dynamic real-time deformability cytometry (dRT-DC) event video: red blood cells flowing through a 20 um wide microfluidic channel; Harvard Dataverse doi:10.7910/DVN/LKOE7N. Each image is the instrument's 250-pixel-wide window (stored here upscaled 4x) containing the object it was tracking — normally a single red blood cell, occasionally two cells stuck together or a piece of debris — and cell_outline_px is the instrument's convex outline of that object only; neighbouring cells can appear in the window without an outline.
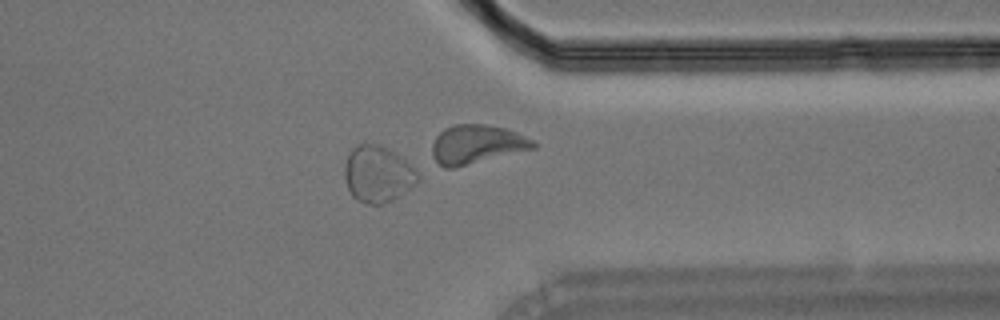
{"species": "Egyptian fruit bat (a non-hibernating species)", "species_latin": "Rousettus aegyptiacus", "temperature_condition": "room temperature", "stored_images_in_passage": 27, "camera_frame_rate_fps": 3000, "um_per_image_px": 0.085, "animal": {"sex": "male"}, "frame": {"image": 1, "passage_image": 20, "time_ms": 6.333, "image_size_px": [1000, 320], "cell_outline_px": [[420, 180], [416, 184], [392, 200], [384, 204], [364, 204], [356, 200], [352, 196], [348, 188], [344, 176], [344, 164], [352, 148], [356, 144], [376, 144], [388, 148], [396, 152], [420, 176]], "centroid_in_image_um": [32.08, 14.81], "position_along_channel_um": 379.3, "area_um2": 24.1}}